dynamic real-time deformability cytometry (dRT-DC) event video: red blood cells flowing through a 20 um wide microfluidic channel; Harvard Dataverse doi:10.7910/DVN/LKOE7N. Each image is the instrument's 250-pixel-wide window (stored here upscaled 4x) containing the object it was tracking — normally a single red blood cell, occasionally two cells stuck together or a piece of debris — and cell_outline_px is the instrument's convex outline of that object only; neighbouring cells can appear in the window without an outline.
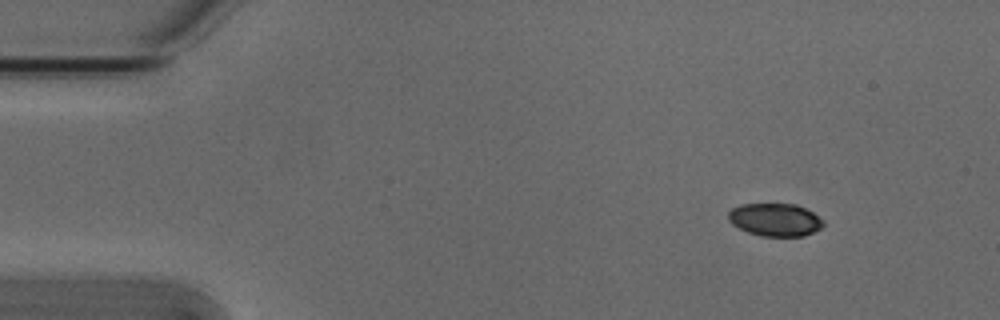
{"species": "Egyptian fruit bat (a non-hibernating species)", "species_latin": "Rousettus aegyptiacus", "temperature_condition": "cold", "stored_images_in_passage": 4, "camera_frame_rate_fps": 3000, "um_per_image_px": 0.085, "animal": {"sex": "male"}, "frame": {"image": 1, "passage_image": 1, "time_ms": 0.0, "image_size_px": [1000, 320], "cell_outline_px": [[824, 224], [820, 228], [804, 236], [760, 236], [748, 232], [732, 224], [728, 220], [728, 212], [732, 208], [740, 204], [796, 204], [812, 212], [824, 220]], "centroid_in_image_um": [65.87, 18.67], "position_along_channel_um": 19.1, "area_um2": 18.15}}